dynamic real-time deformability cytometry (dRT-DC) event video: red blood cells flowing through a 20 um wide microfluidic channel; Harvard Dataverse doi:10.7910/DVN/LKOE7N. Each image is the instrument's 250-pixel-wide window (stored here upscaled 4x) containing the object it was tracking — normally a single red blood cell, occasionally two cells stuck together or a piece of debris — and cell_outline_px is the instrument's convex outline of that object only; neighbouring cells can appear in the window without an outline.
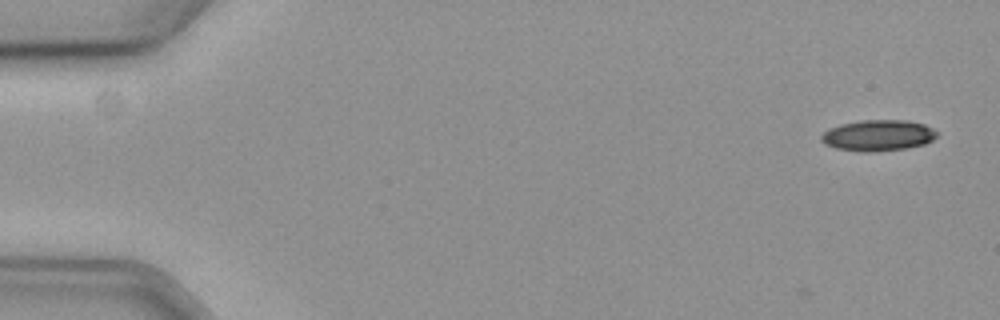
{"species": "common noctule bat (a hibernating species)", "species_latin": "Nyctalus noctula", "temperature_condition": "cold", "stored_images_in_passage": 4, "camera_frame_rate_fps": 3000, "um_per_image_px": 0.085, "animal": {"sex": "female", "body_mass_g": 19.3, "forearm_length_mm": 54.1}, "frame": {"image": 1, "passage_image": 1, "time_ms": 0.0, "image_size_px": [1000, 320], "cell_outline_px": [[936, 136], [932, 140], [924, 144], [904, 148], [872, 152], [864, 152], [836, 148], [824, 144], [820, 140], [820, 136], [828, 128], [840, 124], [860, 120], [908, 120], [924, 124], [932, 128], [936, 132]], "centroid_in_image_um": [74.59, 11.5], "position_along_channel_um": 10.4, "area_um2": 20.92}}